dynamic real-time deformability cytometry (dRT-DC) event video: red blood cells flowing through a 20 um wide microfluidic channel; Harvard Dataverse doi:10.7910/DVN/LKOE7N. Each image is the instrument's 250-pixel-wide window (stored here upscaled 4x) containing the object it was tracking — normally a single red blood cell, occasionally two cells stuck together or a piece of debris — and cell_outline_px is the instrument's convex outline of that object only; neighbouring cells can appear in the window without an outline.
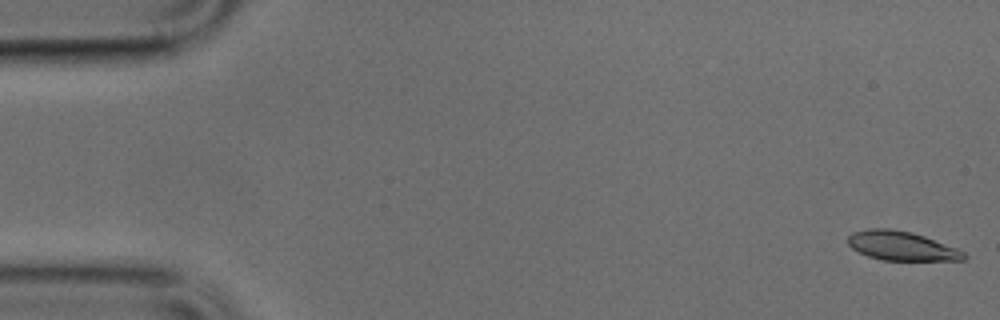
{"species": "common noctule bat (a hibernating species)", "species_latin": "Nyctalus noctula", "temperature_condition": "cold", "stored_images_in_passage": 50, "camera_frame_rate_fps": 3000, "um_per_image_px": 0.085, "animal": {"sex": "male", "body_mass_g": 17.9, "forearm_length_mm": 54.2}, "frame": {"image": 1, "passage_image": 1, "time_ms": 0.0, "image_size_px": [1000, 320], "cell_outline_px": [[968, 256], [964, 260], [884, 260], [868, 256], [852, 248], [848, 244], [848, 236], [852, 232], [868, 228], [888, 228], [912, 232], [924, 236], [956, 248], [964, 252]], "centroid_in_image_um": [76.62, 20.89], "position_along_channel_um": 8.4, "area_um2": 19.59}}
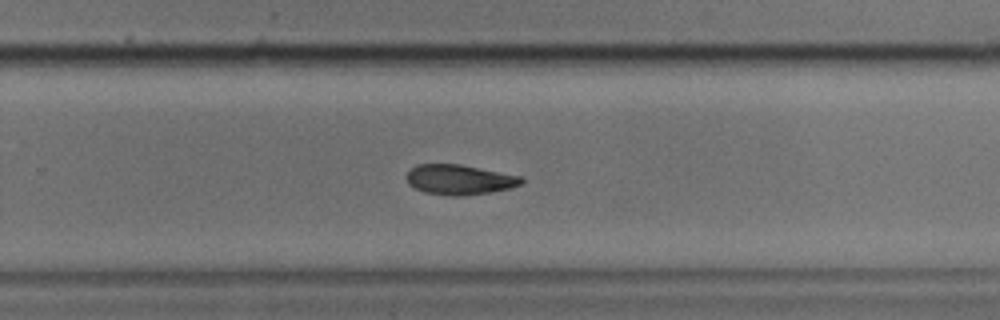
{"frame": {"image": 2, "passage_image": 32, "time_ms": 10.333, "image_size_px": [1000, 320], "cell_outline_px": [[524, 180], [520, 184], [508, 188], [488, 192], [460, 196], [448, 196], [424, 192], [408, 184], [404, 176], [416, 164], [460, 164], [524, 176]], "centroid_in_image_um": [39.03, 15.26], "position_along_channel_um": 290.8, "area_um2": 20.17}}
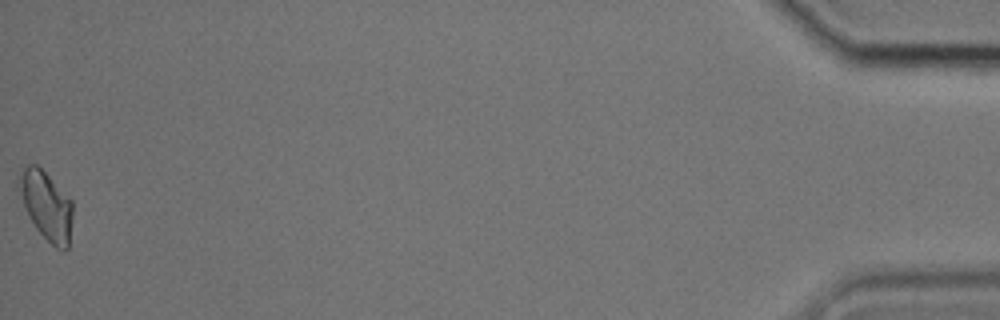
{"frame": {"image": 3, "passage_image": 50, "time_ms": 16.333, "image_size_px": [1000, 320], "cell_outline_px": [[72, 220], [68, 248], [64, 252], [56, 248], [36, 228], [16, 188], [16, 180], [24, 168], [28, 164], [36, 164], [72, 200]], "centroid_in_image_um": [3.93, 17.47], "position_along_channel_um": 431.3, "area_um2": 21.21}}